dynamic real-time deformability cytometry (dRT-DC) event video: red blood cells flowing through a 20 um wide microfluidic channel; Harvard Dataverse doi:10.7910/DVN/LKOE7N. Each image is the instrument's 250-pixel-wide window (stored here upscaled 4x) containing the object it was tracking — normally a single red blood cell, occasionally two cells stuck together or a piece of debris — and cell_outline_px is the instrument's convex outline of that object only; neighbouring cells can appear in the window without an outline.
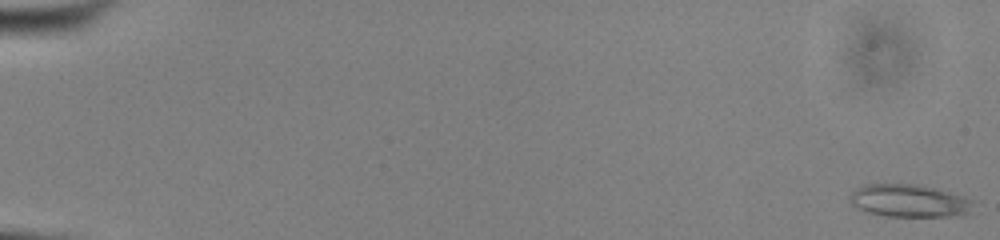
{"species": "common noctule bat (a hibernating species)", "species_latin": "Nyctalus noctula", "temperature_condition": "cold", "stored_images_in_passage": 54, "camera_frame_rate_fps": 3000, "um_per_image_px": 0.085, "animal": {"sex": "male", "body_mass_g": 13.0, "forearm_length_mm": 53.1}, "frame": {"image": 1, "passage_image": 1, "time_ms": 0.0, "image_size_px": [1000, 240], "cell_outline_px": [[972, 212], [960, 216], [888, 216], [868, 212], [852, 204], [848, 200], [848, 196], [856, 188], [864, 184], [916, 184], [936, 188], [964, 196], [972, 200]], "centroid_in_image_um": [77.29, 17.06], "position_along_channel_um": 7.7, "area_um2": 23.58}}
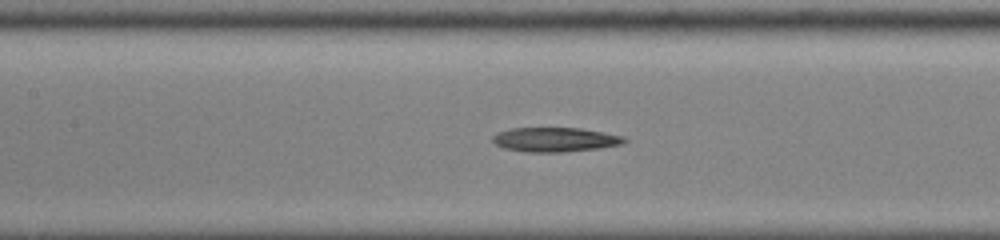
{"frame": {"image": 2, "passage_image": 27, "time_ms": 8.667, "image_size_px": [1000, 240], "cell_outline_px": [[628, 140], [620, 144], [600, 148], [564, 152], [528, 152], [504, 148], [496, 144], [492, 140], [492, 136], [496, 132], [512, 128], [580, 128], [604, 132], [624, 136]], "centroid_in_image_um": [47.17, 11.86], "position_along_channel_um": 160.2, "area_um2": 18.73}}
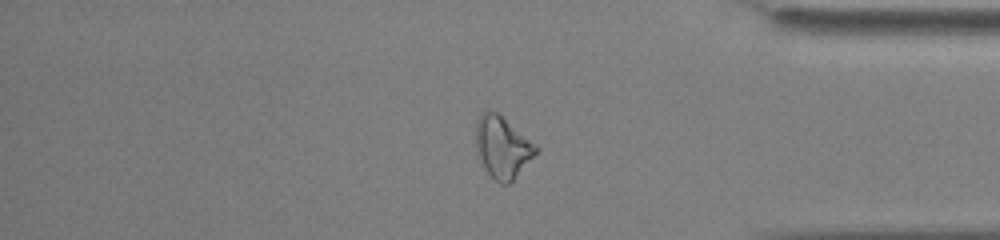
{"frame": {"image": 3, "passage_image": 46, "time_ms": 15.0, "image_size_px": [1000, 240], "cell_outline_px": [[540, 148], [512, 180], [508, 184], [500, 184], [484, 168], [476, 152], [476, 124], [480, 112], [488, 108], [496, 112], [536, 144]], "centroid_in_image_um": [42.67, 12.47], "position_along_channel_um": 392.5, "area_um2": 21.33}}